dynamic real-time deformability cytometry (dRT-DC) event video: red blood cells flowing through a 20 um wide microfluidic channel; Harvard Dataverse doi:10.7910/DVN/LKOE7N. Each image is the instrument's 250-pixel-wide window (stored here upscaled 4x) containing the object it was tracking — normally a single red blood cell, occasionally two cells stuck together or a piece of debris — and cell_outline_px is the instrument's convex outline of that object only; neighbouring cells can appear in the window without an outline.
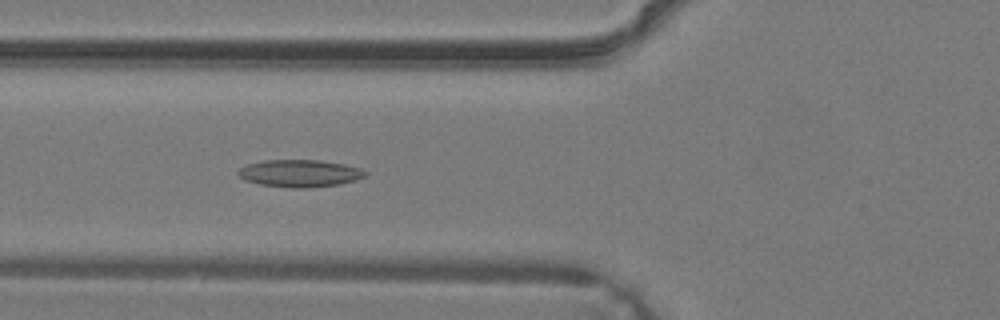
{"species": "common noctule bat (a hibernating species)", "species_latin": "Nyctalus noctula", "temperature_condition": "warm", "stored_images_in_passage": 39, "camera_frame_rate_fps": 3000, "um_per_image_px": 0.085, "animal": {"sex": "male", "body_mass_g": 19.2, "forearm_length_mm": 51.8}, "frame": {"image": 1, "passage_image": 16, "time_ms": 5.0, "image_size_px": [1000, 320], "cell_outline_px": [[368, 176], [356, 180], [340, 184], [304, 188], [292, 188], [260, 184], [244, 180], [236, 172], [240, 168], [248, 164], [264, 160], [320, 160], [344, 164], [360, 168], [368, 172]], "centroid_in_image_um": [25.51, 14.73], "position_along_channel_um": 100.3, "area_um2": 20.29}}
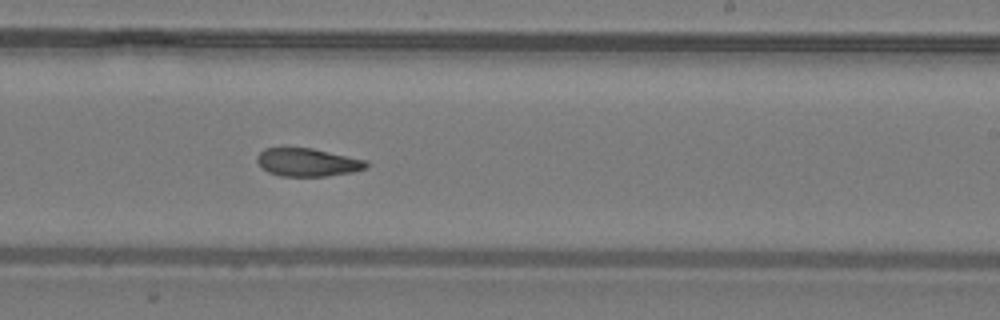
{"frame": {"image": 2, "passage_image": 25, "time_ms": 8.0, "image_size_px": [1000, 320], "cell_outline_px": [[368, 168], [352, 172], [328, 176], [280, 176], [268, 172], [256, 160], [256, 156], [264, 148], [312, 148], [368, 160]], "centroid_in_image_um": [26.18, 13.8], "position_along_channel_um": 262.8, "area_um2": 17.92}}
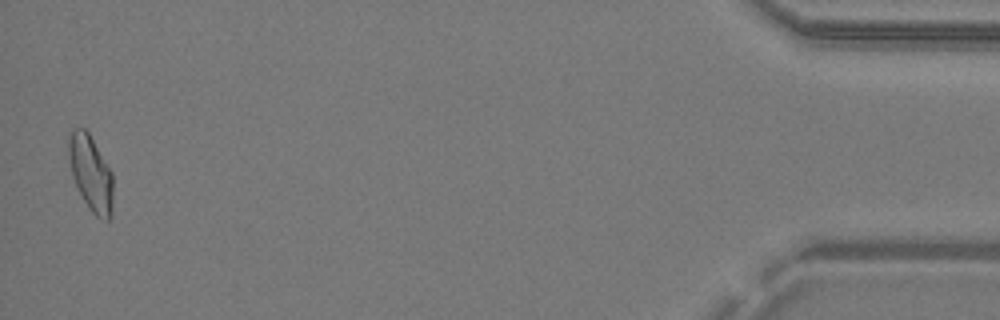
{"frame": {"image": 3, "passage_image": 39, "time_ms": 12.667, "image_size_px": [1000, 320], "cell_outline_px": [[112, 216], [108, 220], [104, 220], [96, 216], [88, 208], [72, 176], [68, 156], [68, 140], [72, 128], [84, 128], [88, 132], [112, 172]], "centroid_in_image_um": [7.71, 14.72], "position_along_channel_um": 427.5, "area_um2": 19.42}}